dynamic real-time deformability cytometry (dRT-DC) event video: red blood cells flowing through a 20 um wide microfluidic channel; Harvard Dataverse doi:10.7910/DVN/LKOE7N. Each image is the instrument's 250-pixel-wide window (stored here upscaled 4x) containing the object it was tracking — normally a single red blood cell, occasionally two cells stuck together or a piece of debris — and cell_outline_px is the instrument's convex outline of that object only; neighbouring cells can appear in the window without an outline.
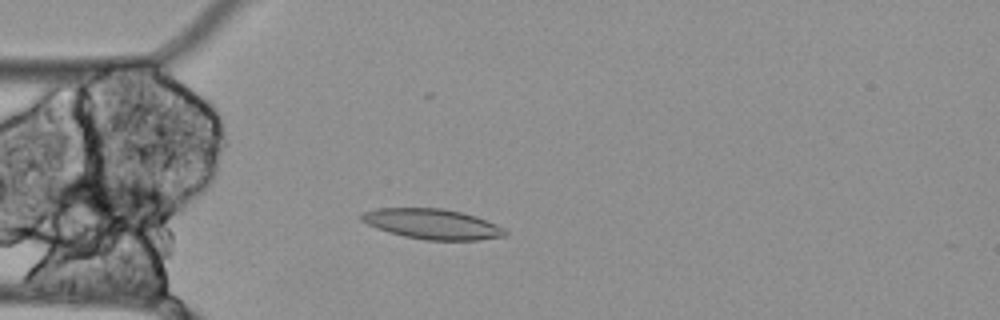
{"species": "Egyptian fruit bat (a non-hibernating species)", "species_latin": "Rousettus aegyptiacus", "temperature_condition": "cold", "stored_images_in_passage": 43, "camera_frame_rate_fps": 3000, "um_per_image_px": 0.085, "animal": {"sex": "female"}, "frame": {"image": 1, "passage_image": 2, "time_ms": 0.333, "image_size_px": [1000, 320], "cell_outline_px": [[508, 232], [504, 236], [476, 240], [424, 240], [404, 236], [388, 232], [376, 228], [360, 220], [360, 216], [364, 212], [380, 208], [440, 208], [460, 212], [476, 216], [496, 224], [504, 228]], "centroid_in_image_um": [36.74, 19.04], "position_along_channel_um": 48.3, "area_um2": 25.14}}
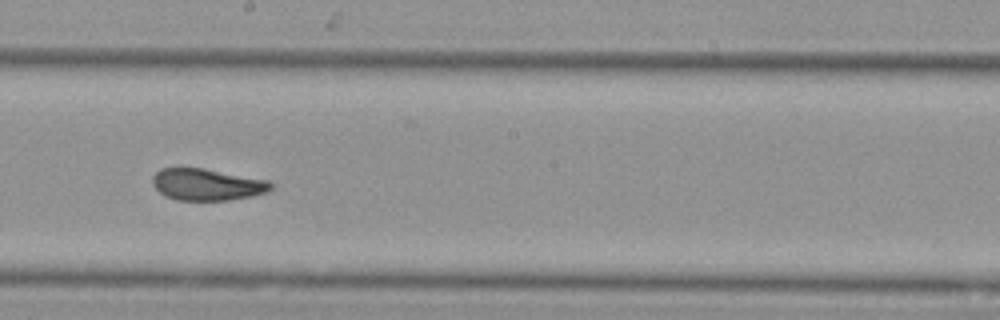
{"frame": {"image": 2, "passage_image": 18, "time_ms": 5.667, "image_size_px": [1000, 320], "cell_outline_px": [[276, 184], [268, 192], [252, 196], [228, 200], [176, 200], [164, 196], [152, 184], [152, 176], [160, 168], [204, 168], [272, 180]], "centroid_in_image_um": [17.65, 15.68], "position_along_channel_um": 230.5, "area_um2": 22.31}}
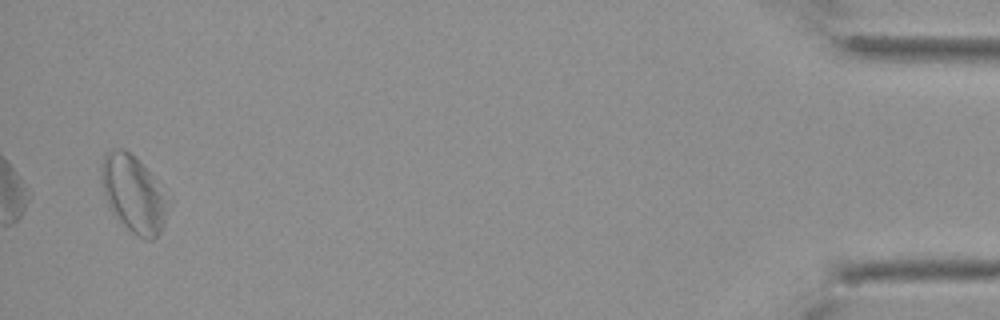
{"frame": {"image": 3, "passage_image": 42, "time_ms": 13.667, "image_size_px": [1000, 320], "cell_outline_px": [[164, 224], [160, 232], [152, 240], [148, 240], [136, 236], [112, 212], [108, 204], [100, 180], [100, 164], [104, 152], [112, 148], [124, 148], [152, 176], [160, 196], [164, 216]], "centroid_in_image_um": [11.19, 16.45], "position_along_channel_um": 424.0, "area_um2": 28.21}}